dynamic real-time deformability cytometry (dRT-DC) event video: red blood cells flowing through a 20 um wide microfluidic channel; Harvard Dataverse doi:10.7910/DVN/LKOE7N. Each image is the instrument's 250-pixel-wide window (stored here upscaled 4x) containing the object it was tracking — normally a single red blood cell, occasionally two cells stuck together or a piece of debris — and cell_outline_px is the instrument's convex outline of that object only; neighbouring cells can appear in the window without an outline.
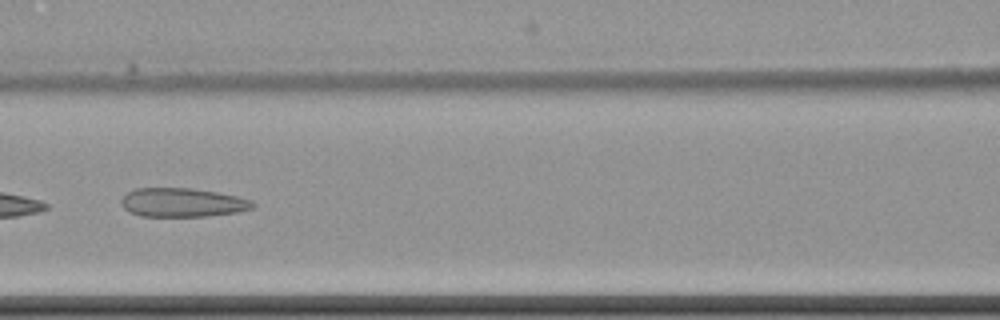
{"species": "common noctule bat (a hibernating species)", "species_latin": "Nyctalus noctula", "temperature_condition": "cold", "stored_images_in_passage": 7, "camera_frame_rate_fps": 3000, "um_per_image_px": 0.085, "animal": {"sex": "female", "body_mass_g": 22.7, "forearm_length_mm": 54.2}, "frame": {"image": 1, "passage_image": 7, "time_ms": 7.333, "image_size_px": [1000, 320], "cell_outline_px": [[256, 204], [252, 208], [240, 212], [208, 216], [140, 216], [124, 208], [120, 200], [128, 192], [136, 188], [192, 188], [216, 192], [236, 196], [248, 200]], "centroid_in_image_um": [15.51, 17.21], "position_along_channel_um": 151.1, "area_um2": 21.96}}